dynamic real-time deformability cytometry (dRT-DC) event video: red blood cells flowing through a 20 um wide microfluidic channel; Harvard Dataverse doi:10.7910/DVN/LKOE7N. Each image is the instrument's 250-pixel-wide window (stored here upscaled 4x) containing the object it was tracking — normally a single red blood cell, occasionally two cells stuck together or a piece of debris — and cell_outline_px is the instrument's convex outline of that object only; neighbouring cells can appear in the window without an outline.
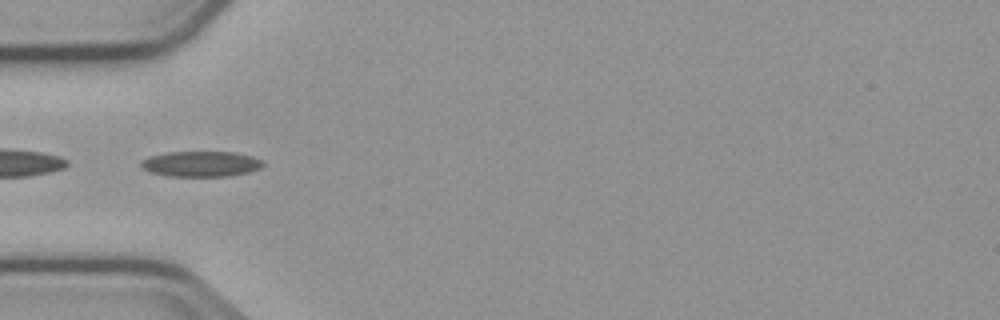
{"species": "common noctule bat (a hibernating species)", "species_latin": "Nyctalus noctula", "temperature_condition": "cold", "stored_images_in_passage": 30, "camera_frame_rate_fps": 3000, "um_per_image_px": 0.085, "animal": {"sex": "male", "body_mass_g": 23.1, "forearm_length_mm": 52.7}, "frame": {"image": 1, "passage_image": 8, "time_ms": 2.333, "image_size_px": [1000, 320], "cell_outline_px": [[264, 164], [260, 168], [248, 172], [232, 176], [168, 176], [152, 172], [144, 168], [140, 164], [140, 160], [148, 156], [168, 152], [236, 152], [252, 156], [264, 160]], "centroid_in_image_um": [17.11, 13.92], "position_along_channel_um": 67.9, "area_um2": 18.21}}
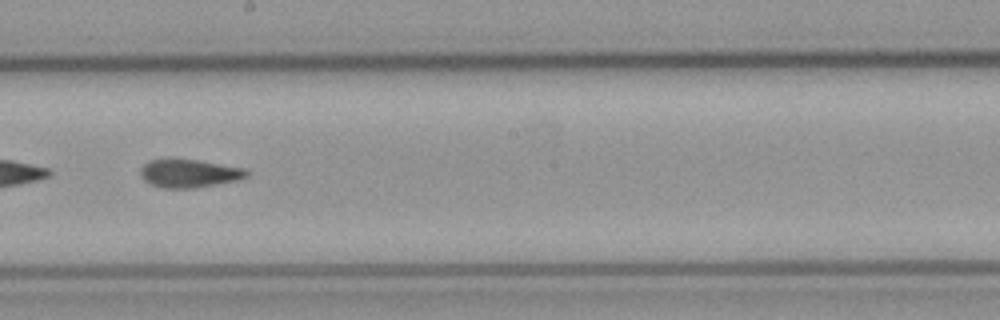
{"frame": {"image": 2, "passage_image": 21, "time_ms": 6.667, "image_size_px": [1000, 320], "cell_outline_px": [[248, 176], [236, 180], [196, 188], [160, 188], [144, 180], [140, 176], [140, 168], [148, 160], [168, 156], [196, 160], [244, 168], [248, 172]], "centroid_in_image_um": [15.99, 14.7], "position_along_channel_um": 232.2, "area_um2": 17.86}}
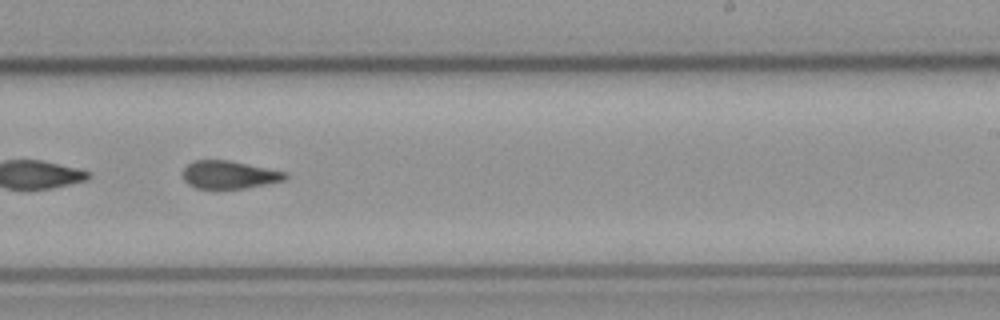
{"frame": {"image": 3, "passage_image": 24, "time_ms": 7.667, "image_size_px": [1000, 320], "cell_outline_px": [[288, 176], [284, 180], [244, 188], [196, 188], [188, 184], [184, 180], [184, 168], [188, 164], [196, 160], [228, 160], [288, 172]], "centroid_in_image_um": [19.49, 14.84], "position_along_channel_um": 269.5, "area_um2": 16.42}}